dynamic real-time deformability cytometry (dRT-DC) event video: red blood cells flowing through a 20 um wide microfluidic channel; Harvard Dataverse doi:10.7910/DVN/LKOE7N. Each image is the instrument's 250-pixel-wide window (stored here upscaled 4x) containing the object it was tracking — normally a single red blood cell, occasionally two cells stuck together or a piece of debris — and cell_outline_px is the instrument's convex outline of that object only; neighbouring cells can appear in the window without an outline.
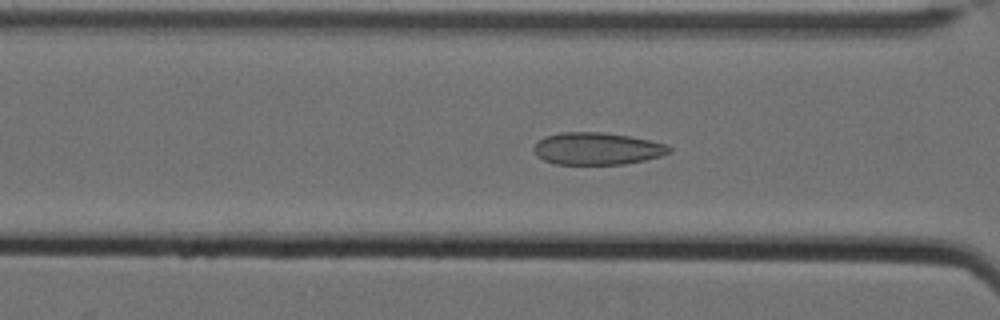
{"species": "Egyptian fruit bat (a non-hibernating species)", "species_latin": "Rousettus aegyptiacus", "temperature_condition": "cold", "stored_images_in_passage": 62, "camera_frame_rate_fps": 3000, "um_per_image_px": 0.085, "animal": {"sex": "female"}, "frame": {"image": 1, "passage_image": 29, "time_ms": 9.333, "image_size_px": [1000, 320], "cell_outline_px": [[672, 152], [660, 156], [644, 160], [624, 164], [556, 164], [544, 160], [536, 156], [532, 148], [544, 136], [560, 132], [604, 132], [628, 136], [668, 144], [672, 148]], "centroid_in_image_um": [50.75, 12.63], "position_along_channel_um": 115.8, "area_um2": 25.49}}
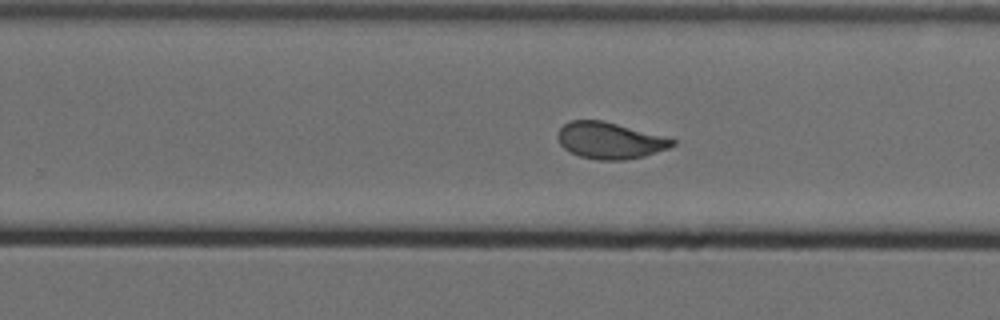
{"frame": {"image": 2, "passage_image": 43, "time_ms": 14.0, "image_size_px": [1000, 320], "cell_outline_px": [[676, 144], [668, 148], [644, 156], [624, 160], [600, 160], [580, 156], [564, 148], [560, 144], [556, 136], [556, 132], [568, 120], [604, 120], [676, 140]], "centroid_in_image_um": [51.79, 11.93], "position_along_channel_um": 278.0, "area_um2": 24.28}}
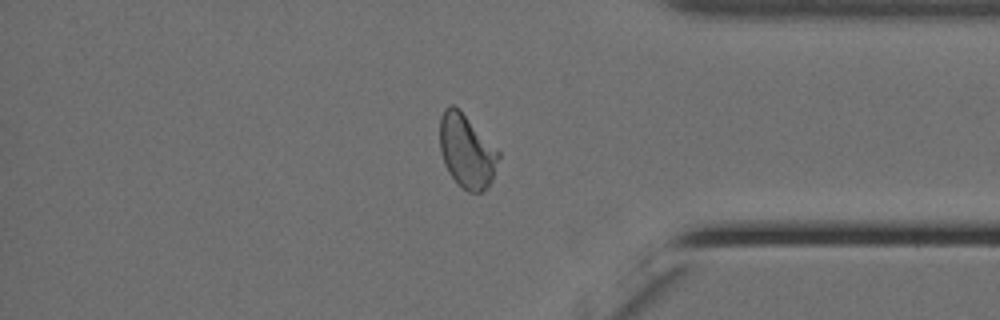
{"frame": {"image": 3, "passage_image": 54, "time_ms": 17.667, "image_size_px": [1000, 320], "cell_outline_px": [[500, 156], [492, 180], [488, 188], [480, 192], [468, 192], [448, 172], [444, 164], [440, 152], [440, 116], [444, 108], [448, 104], [452, 104], [460, 108], [500, 152]], "centroid_in_image_um": [39.67, 12.8], "position_along_channel_um": 395.5, "area_um2": 25.37}, "authors_computed_cell_mechanics": {"area_um2": 25.6921, "velocity_mm_per_s": 3.4751, "shape_relaxation_time_tau1_ms": null, "shape_relaxation_time_tau2_ms": 0.9997, "deformation_change_tau1": null, "deformation_change_tau2": 0.0754}}